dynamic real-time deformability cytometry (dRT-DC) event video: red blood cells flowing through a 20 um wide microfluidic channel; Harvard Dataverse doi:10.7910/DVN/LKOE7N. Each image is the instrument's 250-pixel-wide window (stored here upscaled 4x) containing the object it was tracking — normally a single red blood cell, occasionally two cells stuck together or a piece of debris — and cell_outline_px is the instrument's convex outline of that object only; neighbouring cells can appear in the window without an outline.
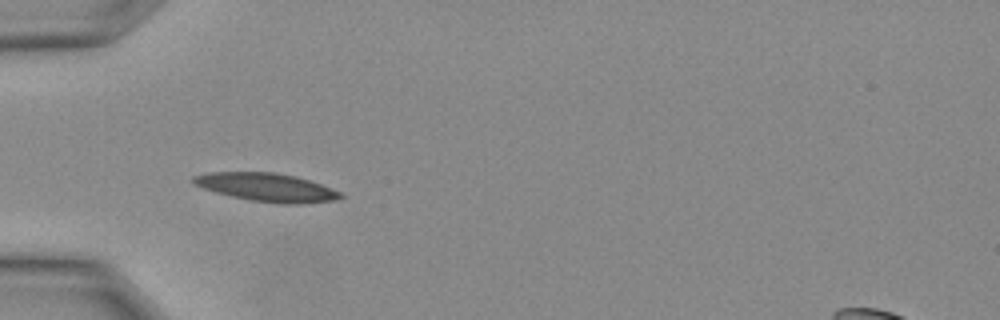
{"species": "Egyptian fruit bat (a non-hibernating species)", "species_latin": "Rousettus aegyptiacus", "temperature_condition": "warm", "stored_images_in_passage": 7, "camera_frame_rate_fps": 3000, "um_per_image_px": 0.085, "animal": {"sex": "female"}, "frame": {"image": 1, "passage_image": 2, "time_ms": 0.333, "image_size_px": [1000, 320], "cell_outline_px": [[344, 196], [332, 200], [300, 204], [284, 204], [252, 200], [232, 196], [216, 192], [192, 184], [192, 176], [208, 172], [276, 172], [296, 176], [320, 184], [340, 192]], "centroid_in_image_um": [22.62, 15.91], "position_along_channel_um": 62.4, "area_um2": 24.04}}
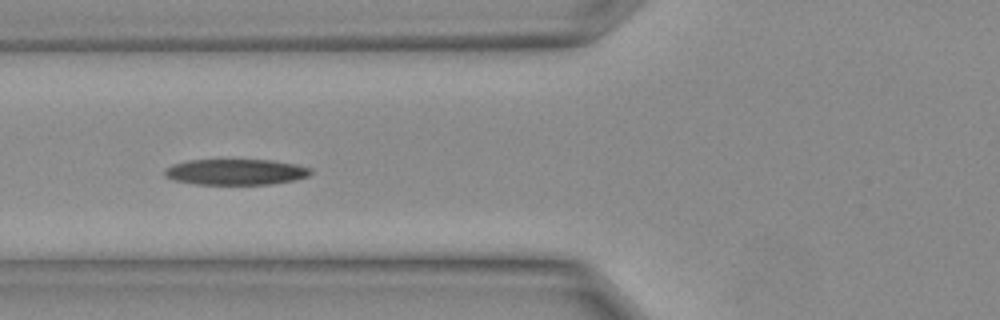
{"frame": {"image": 2, "passage_image": 4, "time_ms": 1.0, "image_size_px": [1000, 320], "cell_outline_px": [[312, 172], [308, 176], [292, 180], [268, 184], [196, 184], [172, 180], [164, 176], [164, 168], [172, 164], [188, 160], [272, 160], [296, 164], [312, 168]], "centroid_in_image_um": [19.99, 14.61], "position_along_channel_um": 105.8, "area_um2": 22.02}}